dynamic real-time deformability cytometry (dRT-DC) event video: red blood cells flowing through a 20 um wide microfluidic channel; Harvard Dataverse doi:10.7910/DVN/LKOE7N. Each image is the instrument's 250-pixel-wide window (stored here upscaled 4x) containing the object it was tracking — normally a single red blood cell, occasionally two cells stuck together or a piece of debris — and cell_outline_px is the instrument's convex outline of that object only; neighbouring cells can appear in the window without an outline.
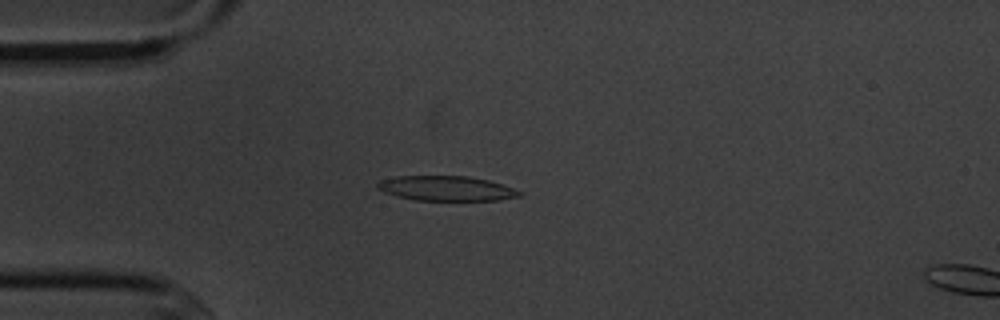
{"species": "common noctule bat (a hibernating species)", "species_latin": "Nyctalus noctula", "temperature_condition": "cold", "stored_images_in_passage": 5, "camera_frame_rate_fps": 3000, "um_per_image_px": 0.085, "animal": {"sex": "male", "body_mass_g": 20.1, "forearm_length_mm": 53.5}, "frame": {"image": 1, "passage_image": 4, "time_ms": 4.333, "image_size_px": [1000, 320], "cell_outline_px": [[524, 192], [520, 196], [500, 200], [416, 200], [384, 192], [376, 188], [376, 184], [380, 180], [396, 176], [468, 176], [488, 180]], "centroid_in_image_um": [37.93, 16.01], "position_along_channel_um": 47.1, "area_um2": 20.4}}